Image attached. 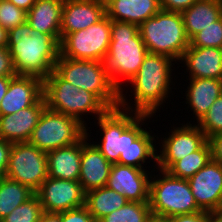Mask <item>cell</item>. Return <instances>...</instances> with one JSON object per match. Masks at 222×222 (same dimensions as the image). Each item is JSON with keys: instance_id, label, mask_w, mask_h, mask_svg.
Masks as SVG:
<instances>
[{"instance_id": "17", "label": "cell", "mask_w": 222, "mask_h": 222, "mask_svg": "<svg viewBox=\"0 0 222 222\" xmlns=\"http://www.w3.org/2000/svg\"><path fill=\"white\" fill-rule=\"evenodd\" d=\"M91 133V130L90 135L86 132L81 139V167L78 181L85 192L106 186L112 166V163L91 142Z\"/></svg>"}, {"instance_id": "13", "label": "cell", "mask_w": 222, "mask_h": 222, "mask_svg": "<svg viewBox=\"0 0 222 222\" xmlns=\"http://www.w3.org/2000/svg\"><path fill=\"white\" fill-rule=\"evenodd\" d=\"M36 194L44 212L61 213L85 205L86 192L78 180L47 177Z\"/></svg>"}, {"instance_id": "45", "label": "cell", "mask_w": 222, "mask_h": 222, "mask_svg": "<svg viewBox=\"0 0 222 222\" xmlns=\"http://www.w3.org/2000/svg\"><path fill=\"white\" fill-rule=\"evenodd\" d=\"M8 32L0 25V47L7 46Z\"/></svg>"}, {"instance_id": "42", "label": "cell", "mask_w": 222, "mask_h": 222, "mask_svg": "<svg viewBox=\"0 0 222 222\" xmlns=\"http://www.w3.org/2000/svg\"><path fill=\"white\" fill-rule=\"evenodd\" d=\"M39 222H61V213L43 212Z\"/></svg>"}, {"instance_id": "21", "label": "cell", "mask_w": 222, "mask_h": 222, "mask_svg": "<svg viewBox=\"0 0 222 222\" xmlns=\"http://www.w3.org/2000/svg\"><path fill=\"white\" fill-rule=\"evenodd\" d=\"M179 62L188 78L222 79V48L189 46Z\"/></svg>"}, {"instance_id": "1", "label": "cell", "mask_w": 222, "mask_h": 222, "mask_svg": "<svg viewBox=\"0 0 222 222\" xmlns=\"http://www.w3.org/2000/svg\"><path fill=\"white\" fill-rule=\"evenodd\" d=\"M174 62L176 63L171 57L148 53L144 57L138 73L127 82L129 85L131 84L130 92L133 93L131 97L134 95L135 104H132L133 101L130 103V100L128 103L125 96L128 90L125 92V89L122 88L118 107L127 111L156 116L157 110L161 109L162 105L165 107L164 103L170 97V93H173L171 85H175V82L172 81V75H174L172 71L176 70L173 67Z\"/></svg>"}, {"instance_id": "12", "label": "cell", "mask_w": 222, "mask_h": 222, "mask_svg": "<svg viewBox=\"0 0 222 222\" xmlns=\"http://www.w3.org/2000/svg\"><path fill=\"white\" fill-rule=\"evenodd\" d=\"M183 124L178 127L173 125L168 136L162 138L157 136V140L159 139L157 144L160 146V151H157L160 152L157 154V169L167 171L176 161L199 150L208 141L204 132L195 123Z\"/></svg>"}, {"instance_id": "29", "label": "cell", "mask_w": 222, "mask_h": 222, "mask_svg": "<svg viewBox=\"0 0 222 222\" xmlns=\"http://www.w3.org/2000/svg\"><path fill=\"white\" fill-rule=\"evenodd\" d=\"M211 160V148L208 141L197 151L176 161L167 172L176 178L190 179Z\"/></svg>"}, {"instance_id": "4", "label": "cell", "mask_w": 222, "mask_h": 222, "mask_svg": "<svg viewBox=\"0 0 222 222\" xmlns=\"http://www.w3.org/2000/svg\"><path fill=\"white\" fill-rule=\"evenodd\" d=\"M43 97L47 109L76 118L86 126V131L87 115L94 114L97 119L108 110L93 93L63 80L54 70L43 80Z\"/></svg>"}, {"instance_id": "19", "label": "cell", "mask_w": 222, "mask_h": 222, "mask_svg": "<svg viewBox=\"0 0 222 222\" xmlns=\"http://www.w3.org/2000/svg\"><path fill=\"white\" fill-rule=\"evenodd\" d=\"M106 15L104 0L64 1L61 17V40L69 33L87 29Z\"/></svg>"}, {"instance_id": "9", "label": "cell", "mask_w": 222, "mask_h": 222, "mask_svg": "<svg viewBox=\"0 0 222 222\" xmlns=\"http://www.w3.org/2000/svg\"><path fill=\"white\" fill-rule=\"evenodd\" d=\"M111 41V19L106 15L87 29L67 34L60 54L68 59L104 61Z\"/></svg>"}, {"instance_id": "41", "label": "cell", "mask_w": 222, "mask_h": 222, "mask_svg": "<svg viewBox=\"0 0 222 222\" xmlns=\"http://www.w3.org/2000/svg\"><path fill=\"white\" fill-rule=\"evenodd\" d=\"M8 1L17 6L18 8L23 9L25 12H28L36 2V0H8Z\"/></svg>"}, {"instance_id": "35", "label": "cell", "mask_w": 222, "mask_h": 222, "mask_svg": "<svg viewBox=\"0 0 222 222\" xmlns=\"http://www.w3.org/2000/svg\"><path fill=\"white\" fill-rule=\"evenodd\" d=\"M61 222H97L86 206L61 212Z\"/></svg>"}, {"instance_id": "46", "label": "cell", "mask_w": 222, "mask_h": 222, "mask_svg": "<svg viewBox=\"0 0 222 222\" xmlns=\"http://www.w3.org/2000/svg\"><path fill=\"white\" fill-rule=\"evenodd\" d=\"M147 222H172L171 217H163L157 215H151Z\"/></svg>"}, {"instance_id": "3", "label": "cell", "mask_w": 222, "mask_h": 222, "mask_svg": "<svg viewBox=\"0 0 222 222\" xmlns=\"http://www.w3.org/2000/svg\"><path fill=\"white\" fill-rule=\"evenodd\" d=\"M147 54L138 25L111 20V41L104 64L112 83L119 91L124 86L129 87L126 82L138 73Z\"/></svg>"}, {"instance_id": "15", "label": "cell", "mask_w": 222, "mask_h": 222, "mask_svg": "<svg viewBox=\"0 0 222 222\" xmlns=\"http://www.w3.org/2000/svg\"><path fill=\"white\" fill-rule=\"evenodd\" d=\"M198 207L204 212L222 209V165L210 160L188 179Z\"/></svg>"}, {"instance_id": "36", "label": "cell", "mask_w": 222, "mask_h": 222, "mask_svg": "<svg viewBox=\"0 0 222 222\" xmlns=\"http://www.w3.org/2000/svg\"><path fill=\"white\" fill-rule=\"evenodd\" d=\"M17 72L7 47H0V77H14Z\"/></svg>"}, {"instance_id": "2", "label": "cell", "mask_w": 222, "mask_h": 222, "mask_svg": "<svg viewBox=\"0 0 222 222\" xmlns=\"http://www.w3.org/2000/svg\"><path fill=\"white\" fill-rule=\"evenodd\" d=\"M61 37L34 30L26 21L8 31L7 48L17 75L46 79L60 55Z\"/></svg>"}, {"instance_id": "38", "label": "cell", "mask_w": 222, "mask_h": 222, "mask_svg": "<svg viewBox=\"0 0 222 222\" xmlns=\"http://www.w3.org/2000/svg\"><path fill=\"white\" fill-rule=\"evenodd\" d=\"M208 143L211 148V160L222 165V133L210 136Z\"/></svg>"}, {"instance_id": "14", "label": "cell", "mask_w": 222, "mask_h": 222, "mask_svg": "<svg viewBox=\"0 0 222 222\" xmlns=\"http://www.w3.org/2000/svg\"><path fill=\"white\" fill-rule=\"evenodd\" d=\"M151 117L153 118L154 116L149 114H141L129 126V146L126 149L125 157H119V161L117 162L118 164L144 169L149 168L148 166L146 167L147 164L144 165V163L150 164V162L154 161V164L151 165V168H153L152 166H154L151 172H154L153 170L155 168L157 169V165H155V163H157L158 154V149L155 144L157 143V139H155V137L157 138V135H154V132H152V130L150 131V127H148ZM145 122L148 123L145 124ZM144 124L145 126L147 125V128H149L148 130L143 126ZM147 159H151L153 161H147Z\"/></svg>"}, {"instance_id": "23", "label": "cell", "mask_w": 222, "mask_h": 222, "mask_svg": "<svg viewBox=\"0 0 222 222\" xmlns=\"http://www.w3.org/2000/svg\"><path fill=\"white\" fill-rule=\"evenodd\" d=\"M111 20L140 25L161 10L160 0H104Z\"/></svg>"}, {"instance_id": "26", "label": "cell", "mask_w": 222, "mask_h": 222, "mask_svg": "<svg viewBox=\"0 0 222 222\" xmlns=\"http://www.w3.org/2000/svg\"><path fill=\"white\" fill-rule=\"evenodd\" d=\"M185 32L190 40L203 28L222 17V0H198L181 12Z\"/></svg>"}, {"instance_id": "39", "label": "cell", "mask_w": 222, "mask_h": 222, "mask_svg": "<svg viewBox=\"0 0 222 222\" xmlns=\"http://www.w3.org/2000/svg\"><path fill=\"white\" fill-rule=\"evenodd\" d=\"M12 144V142L0 138V177H4L6 174Z\"/></svg>"}, {"instance_id": "43", "label": "cell", "mask_w": 222, "mask_h": 222, "mask_svg": "<svg viewBox=\"0 0 222 222\" xmlns=\"http://www.w3.org/2000/svg\"><path fill=\"white\" fill-rule=\"evenodd\" d=\"M11 78L12 77H0V103L6 94Z\"/></svg>"}, {"instance_id": "6", "label": "cell", "mask_w": 222, "mask_h": 222, "mask_svg": "<svg viewBox=\"0 0 222 222\" xmlns=\"http://www.w3.org/2000/svg\"><path fill=\"white\" fill-rule=\"evenodd\" d=\"M148 53L171 57L179 65L189 39L180 12L160 10L138 26Z\"/></svg>"}, {"instance_id": "22", "label": "cell", "mask_w": 222, "mask_h": 222, "mask_svg": "<svg viewBox=\"0 0 222 222\" xmlns=\"http://www.w3.org/2000/svg\"><path fill=\"white\" fill-rule=\"evenodd\" d=\"M190 82L186 87L184 94L185 103L190 106V111L195 115L192 119H196L198 123L208 112L209 108L222 94V79L211 78H188Z\"/></svg>"}, {"instance_id": "24", "label": "cell", "mask_w": 222, "mask_h": 222, "mask_svg": "<svg viewBox=\"0 0 222 222\" xmlns=\"http://www.w3.org/2000/svg\"><path fill=\"white\" fill-rule=\"evenodd\" d=\"M48 177L79 180L81 165V140L70 146L46 153Z\"/></svg>"}, {"instance_id": "10", "label": "cell", "mask_w": 222, "mask_h": 222, "mask_svg": "<svg viewBox=\"0 0 222 222\" xmlns=\"http://www.w3.org/2000/svg\"><path fill=\"white\" fill-rule=\"evenodd\" d=\"M141 114L134 111H127L122 108L108 109L102 116H99L95 123L101 131L100 142L92 141L97 149L113 163L119 161V157H125L126 149L129 146V126ZM95 142V143H94Z\"/></svg>"}, {"instance_id": "44", "label": "cell", "mask_w": 222, "mask_h": 222, "mask_svg": "<svg viewBox=\"0 0 222 222\" xmlns=\"http://www.w3.org/2000/svg\"><path fill=\"white\" fill-rule=\"evenodd\" d=\"M208 222H222V209L208 212Z\"/></svg>"}, {"instance_id": "20", "label": "cell", "mask_w": 222, "mask_h": 222, "mask_svg": "<svg viewBox=\"0 0 222 222\" xmlns=\"http://www.w3.org/2000/svg\"><path fill=\"white\" fill-rule=\"evenodd\" d=\"M46 108L45 99L42 97L28 108L14 114L0 115V138L12 143L28 142Z\"/></svg>"}, {"instance_id": "34", "label": "cell", "mask_w": 222, "mask_h": 222, "mask_svg": "<svg viewBox=\"0 0 222 222\" xmlns=\"http://www.w3.org/2000/svg\"><path fill=\"white\" fill-rule=\"evenodd\" d=\"M27 12L8 0H0V25L8 32L26 22Z\"/></svg>"}, {"instance_id": "16", "label": "cell", "mask_w": 222, "mask_h": 222, "mask_svg": "<svg viewBox=\"0 0 222 222\" xmlns=\"http://www.w3.org/2000/svg\"><path fill=\"white\" fill-rule=\"evenodd\" d=\"M151 175L146 169L113 163L106 186L130 202H149Z\"/></svg>"}, {"instance_id": "8", "label": "cell", "mask_w": 222, "mask_h": 222, "mask_svg": "<svg viewBox=\"0 0 222 222\" xmlns=\"http://www.w3.org/2000/svg\"><path fill=\"white\" fill-rule=\"evenodd\" d=\"M86 132V126L76 118L46 108L28 142L47 153L79 142Z\"/></svg>"}, {"instance_id": "32", "label": "cell", "mask_w": 222, "mask_h": 222, "mask_svg": "<svg viewBox=\"0 0 222 222\" xmlns=\"http://www.w3.org/2000/svg\"><path fill=\"white\" fill-rule=\"evenodd\" d=\"M189 46L222 48V17L195 34Z\"/></svg>"}, {"instance_id": "18", "label": "cell", "mask_w": 222, "mask_h": 222, "mask_svg": "<svg viewBox=\"0 0 222 222\" xmlns=\"http://www.w3.org/2000/svg\"><path fill=\"white\" fill-rule=\"evenodd\" d=\"M43 97V80L35 76L16 75L10 79L0 103V115H9L36 104Z\"/></svg>"}, {"instance_id": "30", "label": "cell", "mask_w": 222, "mask_h": 222, "mask_svg": "<svg viewBox=\"0 0 222 222\" xmlns=\"http://www.w3.org/2000/svg\"><path fill=\"white\" fill-rule=\"evenodd\" d=\"M152 215L149 202H130L98 222H147Z\"/></svg>"}, {"instance_id": "7", "label": "cell", "mask_w": 222, "mask_h": 222, "mask_svg": "<svg viewBox=\"0 0 222 222\" xmlns=\"http://www.w3.org/2000/svg\"><path fill=\"white\" fill-rule=\"evenodd\" d=\"M150 178L149 205L153 215L173 217L201 212L191 192L188 180L156 170ZM161 173V174H160Z\"/></svg>"}, {"instance_id": "25", "label": "cell", "mask_w": 222, "mask_h": 222, "mask_svg": "<svg viewBox=\"0 0 222 222\" xmlns=\"http://www.w3.org/2000/svg\"><path fill=\"white\" fill-rule=\"evenodd\" d=\"M63 3V0H36L27 12L26 21L34 30L51 37H61Z\"/></svg>"}, {"instance_id": "11", "label": "cell", "mask_w": 222, "mask_h": 222, "mask_svg": "<svg viewBox=\"0 0 222 222\" xmlns=\"http://www.w3.org/2000/svg\"><path fill=\"white\" fill-rule=\"evenodd\" d=\"M5 176L36 193L48 177L46 152L29 142L13 143Z\"/></svg>"}, {"instance_id": "5", "label": "cell", "mask_w": 222, "mask_h": 222, "mask_svg": "<svg viewBox=\"0 0 222 222\" xmlns=\"http://www.w3.org/2000/svg\"><path fill=\"white\" fill-rule=\"evenodd\" d=\"M54 71L63 80L93 93L108 109L118 107L120 91L112 83L104 61L68 59L60 54Z\"/></svg>"}, {"instance_id": "31", "label": "cell", "mask_w": 222, "mask_h": 222, "mask_svg": "<svg viewBox=\"0 0 222 222\" xmlns=\"http://www.w3.org/2000/svg\"><path fill=\"white\" fill-rule=\"evenodd\" d=\"M43 212L41 201L34 193L0 222H39Z\"/></svg>"}, {"instance_id": "27", "label": "cell", "mask_w": 222, "mask_h": 222, "mask_svg": "<svg viewBox=\"0 0 222 222\" xmlns=\"http://www.w3.org/2000/svg\"><path fill=\"white\" fill-rule=\"evenodd\" d=\"M128 200L126 197L107 186L86 192L85 206L98 222L104 216L123 207Z\"/></svg>"}, {"instance_id": "40", "label": "cell", "mask_w": 222, "mask_h": 222, "mask_svg": "<svg viewBox=\"0 0 222 222\" xmlns=\"http://www.w3.org/2000/svg\"><path fill=\"white\" fill-rule=\"evenodd\" d=\"M172 222H208V212H195L192 214L176 215L171 217Z\"/></svg>"}, {"instance_id": "28", "label": "cell", "mask_w": 222, "mask_h": 222, "mask_svg": "<svg viewBox=\"0 0 222 222\" xmlns=\"http://www.w3.org/2000/svg\"><path fill=\"white\" fill-rule=\"evenodd\" d=\"M34 194L27 186L6 176L0 179V221Z\"/></svg>"}, {"instance_id": "37", "label": "cell", "mask_w": 222, "mask_h": 222, "mask_svg": "<svg viewBox=\"0 0 222 222\" xmlns=\"http://www.w3.org/2000/svg\"><path fill=\"white\" fill-rule=\"evenodd\" d=\"M196 1L198 0H160V7L162 10L181 13Z\"/></svg>"}, {"instance_id": "33", "label": "cell", "mask_w": 222, "mask_h": 222, "mask_svg": "<svg viewBox=\"0 0 222 222\" xmlns=\"http://www.w3.org/2000/svg\"><path fill=\"white\" fill-rule=\"evenodd\" d=\"M196 125L204 132L207 139L210 136L222 133V94Z\"/></svg>"}]
</instances>
